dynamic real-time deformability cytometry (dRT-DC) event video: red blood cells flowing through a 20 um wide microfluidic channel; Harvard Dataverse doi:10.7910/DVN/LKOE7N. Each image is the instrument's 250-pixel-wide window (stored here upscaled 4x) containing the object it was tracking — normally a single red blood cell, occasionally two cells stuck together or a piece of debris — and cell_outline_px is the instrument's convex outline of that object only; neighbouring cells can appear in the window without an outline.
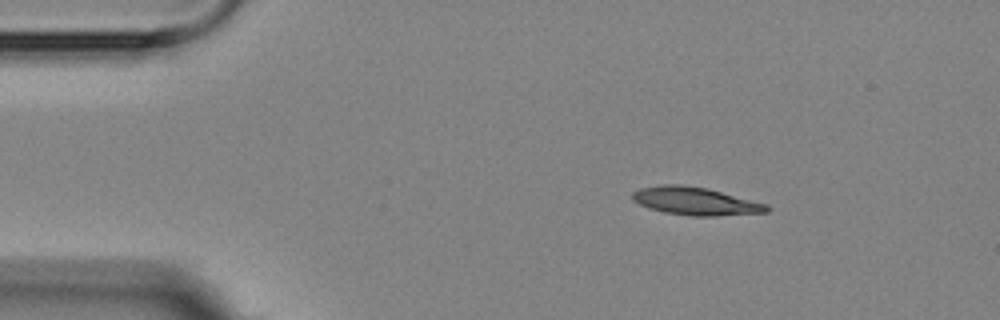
{"species": "Egyptian fruit bat (a non-hibernating species)", "species_latin": "Rousettus aegyptiacus", "temperature_condition": "room temperature", "stored_images_in_passage": 3, "camera_frame_rate_fps": 3000, "um_per_image_px": 0.085, "animal": {"sex": "female"}, "frame": {"image": 1, "passage_image": 1, "time_ms": 0.0, "image_size_px": [1000, 320], "cell_outline_px": [[772, 208], [768, 212], [716, 216], [692, 216], [664, 212], [648, 208], [632, 200], [632, 192], [640, 188], [664, 184], [680, 184], [708, 188], [768, 204]], "centroid_in_image_um": [59.13, 17.09], "position_along_channel_um": 25.9, "area_um2": 22.02}}